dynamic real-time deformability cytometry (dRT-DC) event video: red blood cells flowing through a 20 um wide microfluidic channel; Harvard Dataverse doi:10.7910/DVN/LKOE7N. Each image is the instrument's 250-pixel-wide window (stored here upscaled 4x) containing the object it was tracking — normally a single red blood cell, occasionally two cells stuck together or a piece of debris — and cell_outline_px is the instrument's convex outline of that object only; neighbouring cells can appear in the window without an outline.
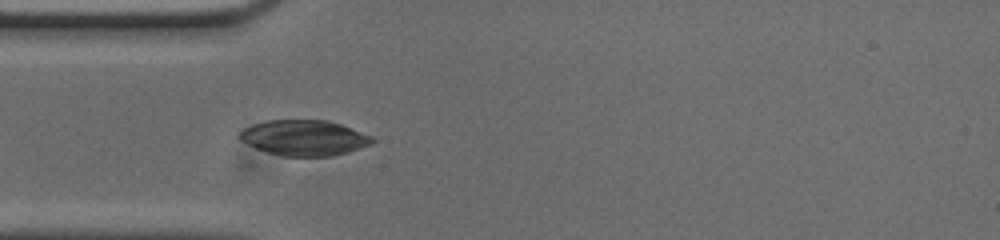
{"species": "common noctule bat (a hibernating species)", "species_latin": "Nyctalus noctula", "temperature_condition": "cold", "stored_images_in_passage": 40, "camera_frame_rate_fps": 3000, "um_per_image_px": 0.085, "animal": {"sex": "male", "body_mass_g": 20.0, "forearm_length_mm": 53.3}, "frame": {"image": 1, "passage_image": 1, "time_ms": 0.0, "image_size_px": [1000, 240], "cell_outline_px": [[376, 140], [372, 144], [348, 152], [332, 156], [280, 156], [256, 148], [240, 140], [240, 132], [244, 128], [252, 124], [268, 120], [328, 120], [340, 124], [372, 136]], "centroid_in_image_um": [25.87, 11.71], "position_along_channel_um": 59.1, "area_um2": 27.4}}
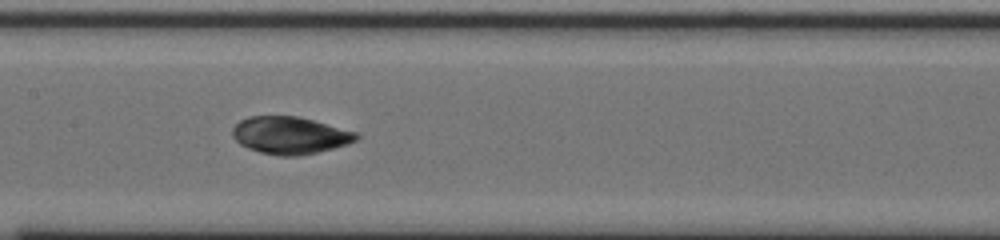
{"frame": {"image": 2, "passage_image": 11, "time_ms": 3.333, "image_size_px": [1000, 240], "cell_outline_px": [[360, 136], [356, 140], [348, 144], [316, 152], [296, 156], [280, 156], [260, 152], [248, 148], [240, 144], [232, 136], [232, 128], [240, 120], [248, 116], [296, 116], [360, 132]], "centroid_in_image_um": [24.65, 11.49], "position_along_channel_um": 182.7, "area_um2": 26.93}}
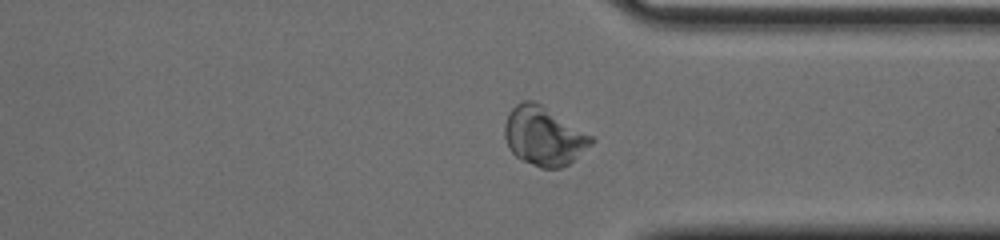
{"frame": {"image": 3, "passage_image": 26, "time_ms": 8.333, "image_size_px": [1000, 240], "cell_outline_px": [[596, 140], [592, 144], [568, 164], [560, 168], [540, 168], [516, 156], [508, 148], [504, 136], [504, 124], [512, 108], [516, 104], [524, 100], [532, 100], [540, 104], [592, 136]], "centroid_in_image_um": [46.2, 11.58], "position_along_channel_um": 365.2, "area_um2": 29.25}, "authors_computed_cell_mechanics": {"area_um2": 27.5995, "velocity_mm_per_s": 3.7029, "shape_relaxation_time_tau1_ms": 5.4585, "shape_relaxation_time_tau2_ms": null, "deformation_change_tau1": 0.1037, "deformation_change_tau2": null}}